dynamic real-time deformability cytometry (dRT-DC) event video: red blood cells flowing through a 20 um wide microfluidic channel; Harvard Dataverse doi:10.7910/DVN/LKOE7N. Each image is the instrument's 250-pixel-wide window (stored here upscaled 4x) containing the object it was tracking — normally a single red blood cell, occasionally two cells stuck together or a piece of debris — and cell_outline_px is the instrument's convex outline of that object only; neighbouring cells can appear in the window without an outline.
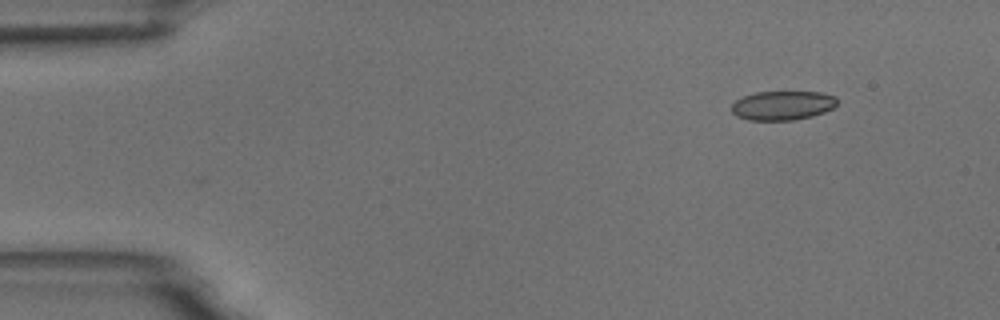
{"species": "common noctule bat (a hibernating species)", "species_latin": "Nyctalus noctula", "temperature_condition": "room temperature", "stored_images_in_passage": 4, "camera_frame_rate_fps": 3000, "um_per_image_px": 0.085, "animal": {"sex": "male", "body_mass_g": 18.8}, "frame": {"image": 1, "passage_image": 1, "time_ms": 0.0, "image_size_px": [1000, 320], "cell_outline_px": [[836, 104], [832, 108], [824, 112], [812, 116], [792, 120], [748, 120], [736, 116], [732, 112], [732, 104], [736, 100], [744, 96], [756, 92], [820, 92], [836, 96]], "centroid_in_image_um": [66.51, 8.96], "position_along_channel_um": 18.5, "area_um2": 17.86}}
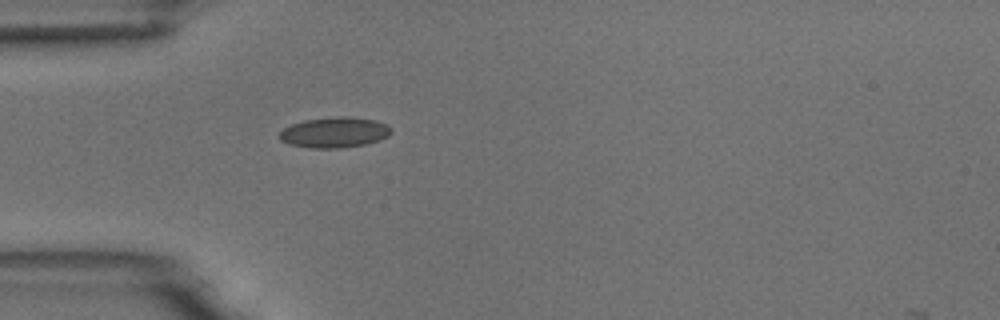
{"frame": {"image": 2, "passage_image": 4, "time_ms": 3.333, "image_size_px": [1000, 320], "cell_outline_px": [[392, 132], [388, 136], [380, 140], [364, 144], [340, 148], [312, 148], [288, 144], [280, 140], [276, 136], [284, 128], [292, 124], [304, 120], [340, 116], [344, 116], [376, 120], [388, 124], [392, 128]], "centroid_in_image_um": [28.43, 11.25], "position_along_channel_um": 56.6, "area_um2": 20.0}}